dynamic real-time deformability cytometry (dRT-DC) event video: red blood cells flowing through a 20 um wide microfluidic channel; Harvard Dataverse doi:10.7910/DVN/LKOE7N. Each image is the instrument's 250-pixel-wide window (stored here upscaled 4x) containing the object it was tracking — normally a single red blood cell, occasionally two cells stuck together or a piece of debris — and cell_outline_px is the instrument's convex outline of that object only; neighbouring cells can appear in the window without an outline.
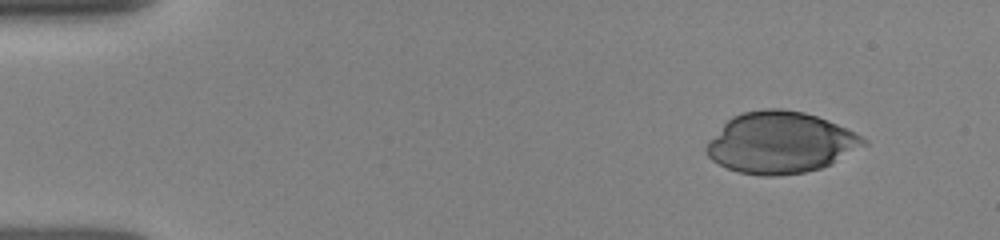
{"species": "human", "species_latin": "Homo sapiens", "temperature_condition": "room temperature", "stored_images_in_passage": 14, "camera_frame_rate_fps": 3000, "um_per_image_px": 0.085, "donor": {"sex": "female"}, "frame": {"image": 1, "passage_image": 1, "time_ms": 0.0, "image_size_px": [1000, 240], "cell_outline_px": [[868, 144], [832, 164], [820, 168], [804, 172], [776, 176], [760, 176], [740, 172], [728, 168], [712, 160], [708, 156], [704, 148], [708, 140], [732, 116], [744, 112], [764, 108], [780, 108], [804, 112], [816, 116], [836, 124], [868, 140]], "centroid_in_image_um": [66.32, 12.13], "position_along_channel_um": 18.7, "area_um2": 56.01}}
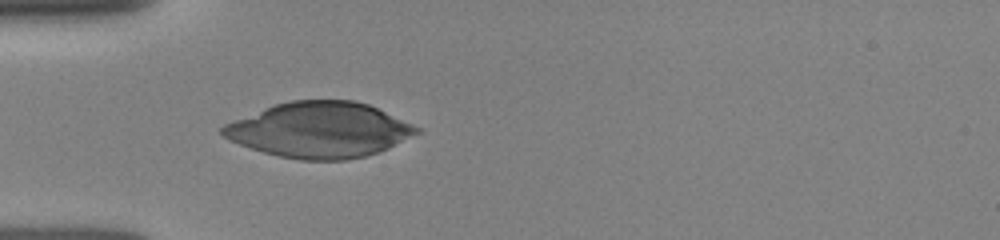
{"frame": {"image": 2, "passage_image": 10, "time_ms": 3.333, "image_size_px": [1000, 240], "cell_outline_px": [[420, 132], [388, 148], [364, 156], [344, 160], [300, 160], [280, 156], [264, 152], [228, 140], [220, 132], [220, 128], [224, 124], [276, 104], [292, 100], [356, 100], [368, 104], [412, 124], [420, 128]], "centroid_in_image_um": [27.15, 11.04], "position_along_channel_um": 57.9, "area_um2": 62.02}}